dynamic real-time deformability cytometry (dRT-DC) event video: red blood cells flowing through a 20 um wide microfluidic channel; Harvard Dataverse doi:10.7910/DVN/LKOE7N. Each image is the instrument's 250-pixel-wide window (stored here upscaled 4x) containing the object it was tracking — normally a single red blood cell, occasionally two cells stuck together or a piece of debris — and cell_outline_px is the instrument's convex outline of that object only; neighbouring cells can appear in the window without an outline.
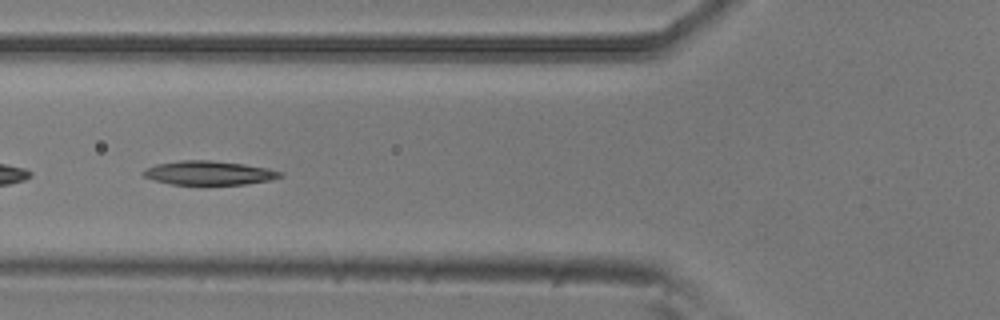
{"species": "common noctule bat (a hibernating species)", "species_latin": "Nyctalus noctula", "temperature_condition": "room temperature", "stored_images_in_passage": 54, "camera_frame_rate_fps": 3000, "um_per_image_px": 0.085, "animal": {"sex": "male", "body_mass_g": 20.5, "forearm_length_mm": 52.5}, "frame": {"image": 1, "passage_image": 20, "time_ms": 6.333, "image_size_px": [1000, 320], "cell_outline_px": [[284, 176], [268, 180], [244, 184], [172, 184], [156, 180], [144, 176], [140, 172], [156, 164], [180, 160], [212, 160], [244, 164], [268, 168], [284, 172]], "centroid_in_image_um": [17.79, 14.68], "position_along_channel_um": 108.0, "area_um2": 18.96}}
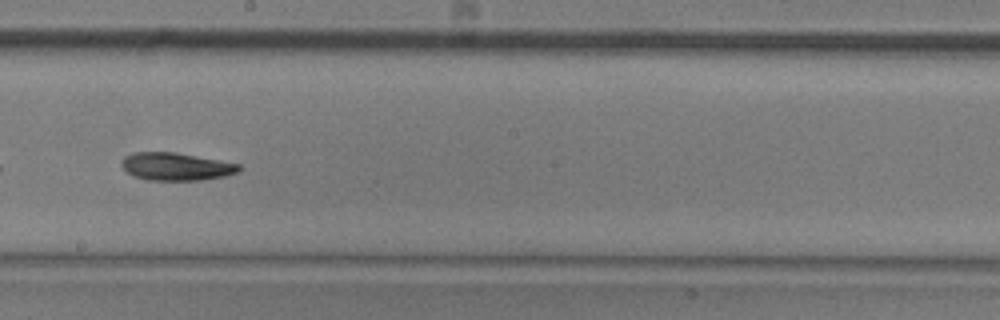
{"frame": {"image": 2, "passage_image": 30, "time_ms": 9.667, "image_size_px": [1000, 320], "cell_outline_px": [[240, 172], [224, 176], [200, 180], [144, 180], [132, 176], [120, 164], [120, 160], [124, 156], [132, 152], [176, 152], [240, 164]], "centroid_in_image_um": [14.92, 14.15], "position_along_channel_um": 233.3, "area_um2": 19.13}}
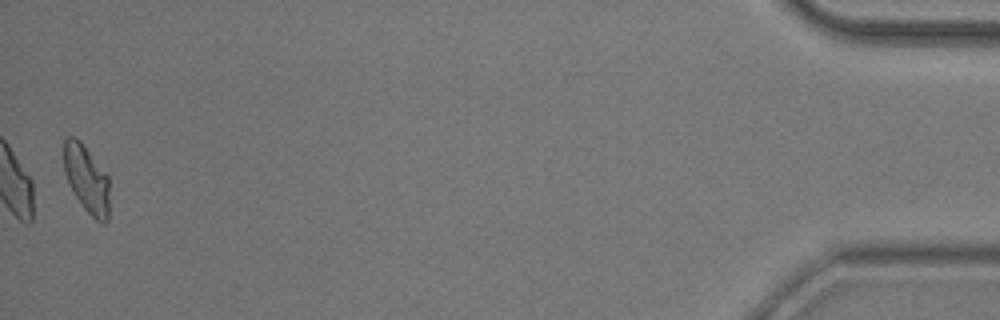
{"frame": {"image": 3, "passage_image": 53, "time_ms": 17.333, "image_size_px": [1000, 320], "cell_outline_px": [[108, 220], [104, 224], [100, 224], [84, 208], [76, 196], [64, 172], [64, 140], [68, 136], [76, 136], [80, 140], [108, 176]], "centroid_in_image_um": [7.36, 15.2], "position_along_channel_um": 427.8, "area_um2": 17.69}, "authors_computed_cell_mechanics": {"area_um2": 19.1318, "velocity_mm_per_s": 3.751, "shape_relaxation_time_tau1_ms": 5.2938, "shape_relaxation_time_tau2_ms": null, "deformation_change_tau1": 0.1568, "deformation_change_tau2": null}}